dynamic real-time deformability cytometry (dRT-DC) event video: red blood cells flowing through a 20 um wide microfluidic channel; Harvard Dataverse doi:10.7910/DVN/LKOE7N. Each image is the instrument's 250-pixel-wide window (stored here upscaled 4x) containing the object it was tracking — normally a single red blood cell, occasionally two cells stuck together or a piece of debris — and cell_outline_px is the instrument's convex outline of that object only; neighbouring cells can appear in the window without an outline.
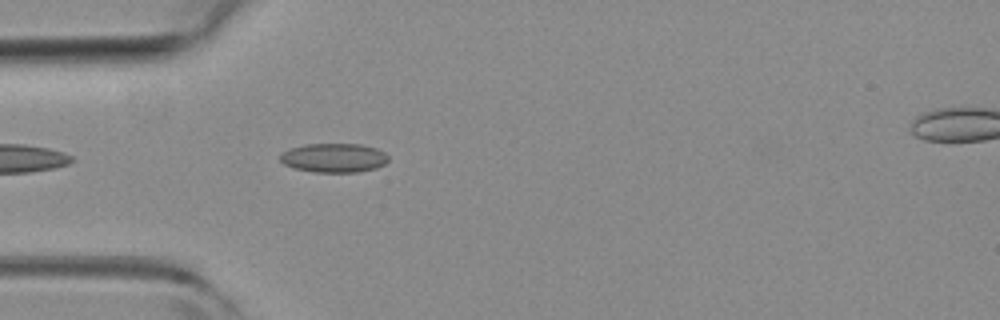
{"species": "common noctule bat (a hibernating species)", "species_latin": "Nyctalus noctula", "temperature_condition": "room temperature", "stored_images_in_passage": 8, "camera_frame_rate_fps": 3000, "um_per_image_px": 0.085, "animal": {"sex": "female", "body_mass_g": 19.3, "forearm_length_mm": 54.1}, "frame": {"image": 1, "passage_image": 3, "time_ms": 0.667, "image_size_px": [1000, 320], "cell_outline_px": [[388, 160], [384, 164], [376, 168], [356, 172], [312, 172], [292, 168], [284, 164], [280, 160], [280, 152], [304, 144], [360, 144], [376, 148], [384, 152], [388, 156]], "centroid_in_image_um": [28.35, 13.42], "position_along_channel_um": 56.6, "area_um2": 18.44}}